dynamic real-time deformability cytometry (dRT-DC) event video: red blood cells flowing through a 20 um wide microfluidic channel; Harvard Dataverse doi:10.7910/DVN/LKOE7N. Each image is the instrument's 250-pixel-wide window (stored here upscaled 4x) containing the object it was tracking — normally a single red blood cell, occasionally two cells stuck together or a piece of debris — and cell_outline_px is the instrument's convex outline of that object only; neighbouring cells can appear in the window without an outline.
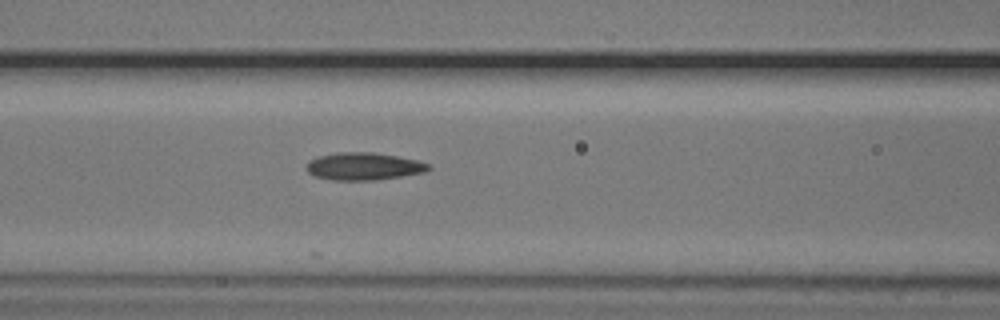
{"species": "common noctule bat (a hibernating species)", "species_latin": "Nyctalus noctula", "temperature_condition": "cold", "stored_images_in_passage": 26, "camera_frame_rate_fps": 3000, "um_per_image_px": 0.085, "animal": {"sex": "male", "body_mass_g": 20.5, "forearm_length_mm": 52.5}, "frame": {"image": 1, "passage_image": 15, "time_ms": 4.667, "image_size_px": [1000, 320], "cell_outline_px": [[432, 168], [424, 172], [400, 176], [372, 180], [332, 180], [316, 176], [308, 172], [308, 164], [312, 160], [320, 156], [336, 152], [372, 152], [396, 156], [416, 160], [432, 164]], "centroid_in_image_um": [30.96, 14.13], "position_along_channel_um": 135.6, "area_um2": 19.25}}